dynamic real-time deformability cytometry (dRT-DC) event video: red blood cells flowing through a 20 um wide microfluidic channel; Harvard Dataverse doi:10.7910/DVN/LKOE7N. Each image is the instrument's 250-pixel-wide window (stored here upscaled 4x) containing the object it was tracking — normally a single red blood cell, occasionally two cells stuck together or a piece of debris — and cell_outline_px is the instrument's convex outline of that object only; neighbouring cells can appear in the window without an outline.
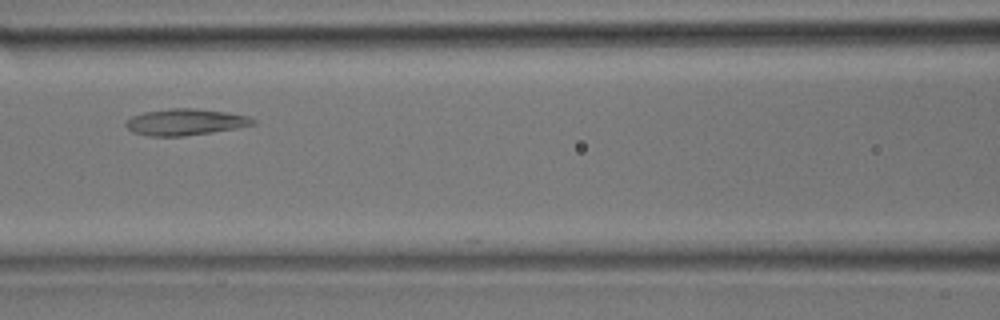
{"species": "common noctule bat (a hibernating species)", "species_latin": "Nyctalus noctula", "temperature_condition": "room temperature", "stored_images_in_passage": 28, "camera_frame_rate_fps": 3000, "um_per_image_px": 0.085, "animal": {"sex": "male", "body_mass_g": 17.9}, "frame": {"image": 1, "passage_image": 10, "time_ms": 3.0, "image_size_px": [1000, 320], "cell_outline_px": [[256, 124], [236, 128], [212, 132], [184, 136], [148, 136], [132, 132], [124, 124], [132, 116], [144, 112], [168, 108], [192, 108], [228, 112], [248, 116], [256, 120]], "centroid_in_image_um": [15.76, 10.37], "position_along_channel_um": 150.8, "area_um2": 19.59}}
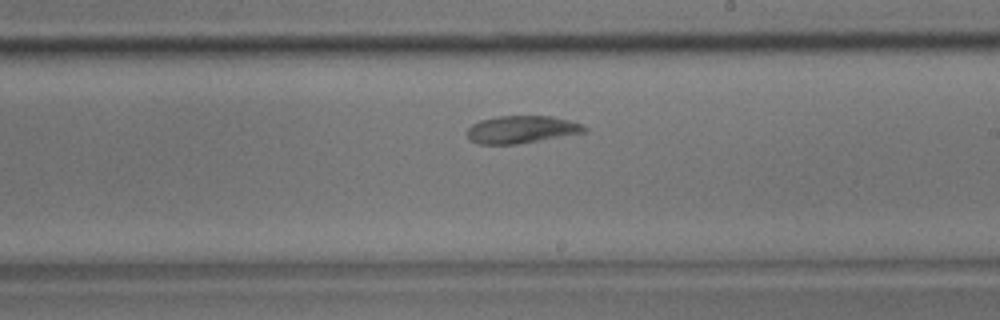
{"frame": {"image": 2, "passage_image": 15, "time_ms": 4.667, "image_size_px": [1000, 320], "cell_outline_px": [[588, 132], [516, 144], [480, 144], [472, 140], [468, 136], [468, 128], [472, 124], [480, 120], [496, 116], [552, 116], [568, 120], [580, 124], [588, 128]], "centroid_in_image_um": [44.35, 11.0], "position_along_channel_um": 244.6, "area_um2": 18.67}}
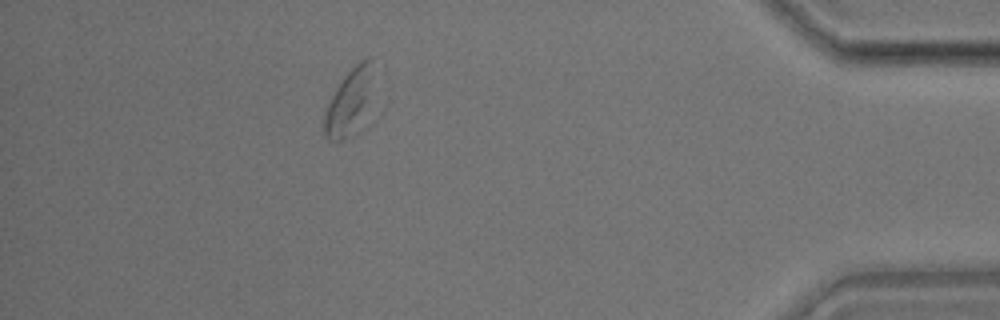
{"frame": {"image": 3, "passage_image": 26, "time_ms": 8.333, "image_size_px": [1000, 320], "cell_outline_px": [[372, 56], [368, 80], [364, 100], [352, 136], [340, 140], [328, 140], [324, 136], [324, 112], [336, 88], [344, 76], [360, 60], [368, 56]], "centroid_in_image_um": [29.51, 8.69], "position_along_channel_um": 405.7, "area_um2": 16.65}}